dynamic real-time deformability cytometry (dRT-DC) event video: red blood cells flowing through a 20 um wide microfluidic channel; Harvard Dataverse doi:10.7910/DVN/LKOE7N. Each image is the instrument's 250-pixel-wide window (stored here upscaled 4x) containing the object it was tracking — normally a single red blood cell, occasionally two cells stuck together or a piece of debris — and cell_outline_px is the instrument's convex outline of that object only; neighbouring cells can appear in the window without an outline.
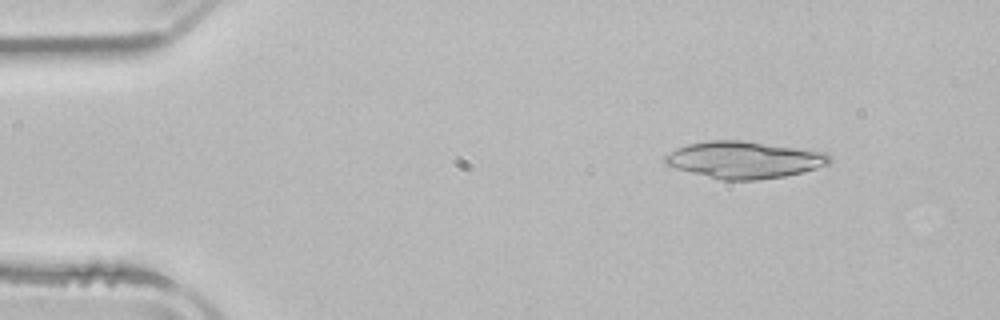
{"species": "common noctule bat (a hibernating species)", "species_latin": "Nyctalus noctula", "temperature_condition": "room temperature", "stored_images_in_passage": 5, "segment_of_instrument_passage": [1, 2], "camera_frame_rate_fps": 3000, "um_per_image_px": 0.085, "animal": {"sex": "male", "body_mass_g": 21.5, "forearm_length_mm": 52.0}, "frame": {"image": 1, "passage_image": 2, "time_ms": 1.333, "image_size_px": [1000, 320], "cell_outline_px": [[832, 160], [828, 164], [816, 168], [784, 176], [756, 180], [724, 180], [676, 168], [664, 164], [664, 156], [676, 148], [688, 144], [708, 140], [740, 140], [824, 152]], "centroid_in_image_um": [63.21, 13.58], "position_along_channel_um": 21.8, "area_um2": 34.85}}